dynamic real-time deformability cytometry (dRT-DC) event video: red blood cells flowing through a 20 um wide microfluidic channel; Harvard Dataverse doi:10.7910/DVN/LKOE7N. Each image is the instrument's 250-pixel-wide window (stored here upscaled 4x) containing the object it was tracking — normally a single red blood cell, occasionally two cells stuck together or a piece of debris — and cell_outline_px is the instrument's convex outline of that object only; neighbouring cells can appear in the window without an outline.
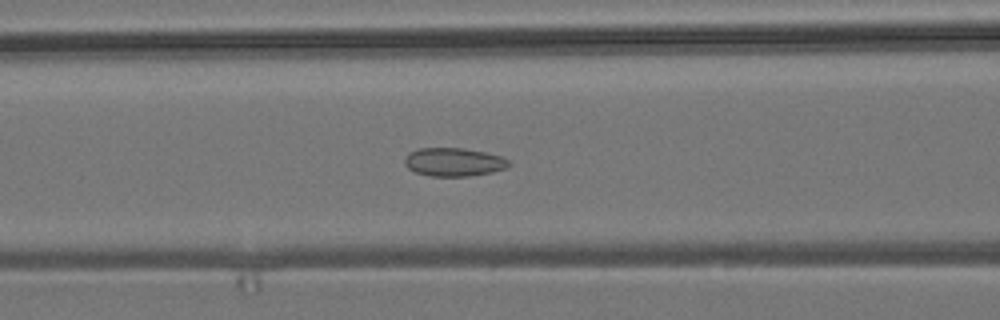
{"species": "common noctule bat (a hibernating species)", "species_latin": "Nyctalus noctula", "temperature_condition": "room temperature", "stored_images_in_passage": 39, "camera_frame_rate_fps": 3000, "um_per_image_px": 0.085, "animal": {"sex": "male", "body_mass_g": 19.2, "forearm_length_mm": 51.8}, "frame": {"image": 1, "passage_image": 7, "time_ms": 2.0, "image_size_px": [1000, 320], "cell_outline_px": [[512, 164], [504, 168], [492, 172], [468, 176], [428, 176], [416, 172], [408, 168], [404, 164], [404, 160], [408, 152], [420, 148], [464, 148], [484, 152], [500, 156], [508, 160]], "centroid_in_image_um": [38.54, 13.77], "position_along_channel_um": 128.1, "area_um2": 17.22}}
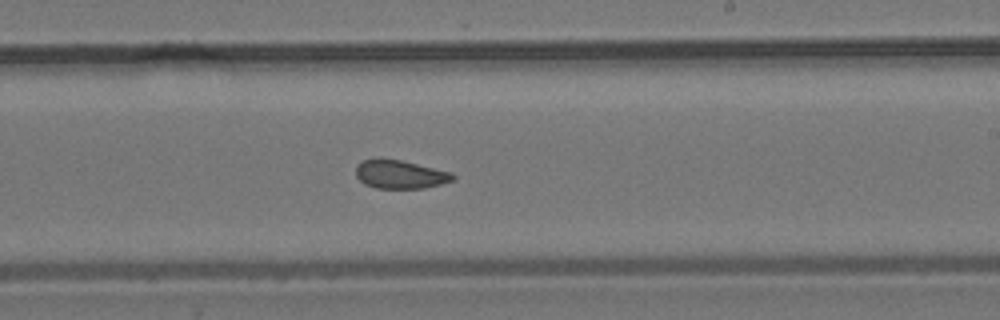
{"frame": {"image": 2, "passage_image": 17, "time_ms": 5.333, "image_size_px": [1000, 320], "cell_outline_px": [[456, 176], [452, 180], [440, 184], [424, 188], [376, 188], [364, 184], [356, 176], [356, 164], [364, 160], [380, 156], [400, 160], [452, 172]], "centroid_in_image_um": [33.96, 14.8], "position_along_channel_um": 255.0, "area_um2": 16.3}}
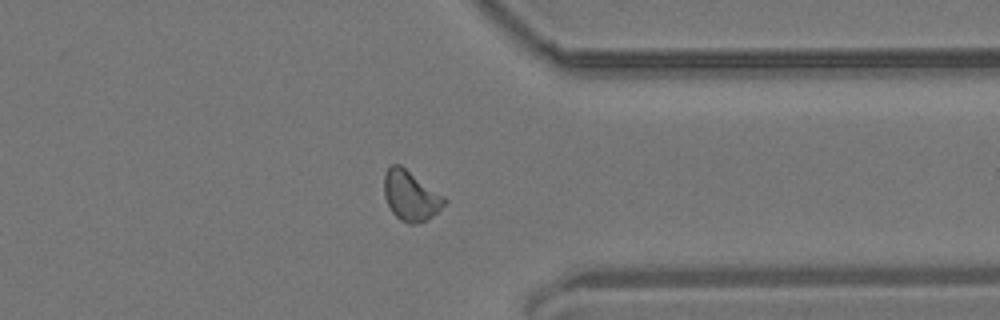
{"frame": {"image": 3, "passage_image": 27, "time_ms": 8.667, "image_size_px": [1000, 320], "cell_outline_px": [[448, 200], [432, 216], [424, 220], [412, 224], [408, 224], [400, 220], [392, 212], [384, 196], [384, 176], [388, 168], [392, 164], [400, 164], [444, 196]], "centroid_in_image_um": [34.89, 16.62], "position_along_channel_um": 376.5, "area_um2": 17.28}, "authors_computed_cell_mechanics": {"area_um2": 16.8776, "velocity_mm_per_s": 3.8184, "shape_relaxation_time_tau1_ms": null, "shape_relaxation_time_tau2_ms": 1.9155, "deformation_change_tau1": null, "deformation_change_tau2": 0.0847}}